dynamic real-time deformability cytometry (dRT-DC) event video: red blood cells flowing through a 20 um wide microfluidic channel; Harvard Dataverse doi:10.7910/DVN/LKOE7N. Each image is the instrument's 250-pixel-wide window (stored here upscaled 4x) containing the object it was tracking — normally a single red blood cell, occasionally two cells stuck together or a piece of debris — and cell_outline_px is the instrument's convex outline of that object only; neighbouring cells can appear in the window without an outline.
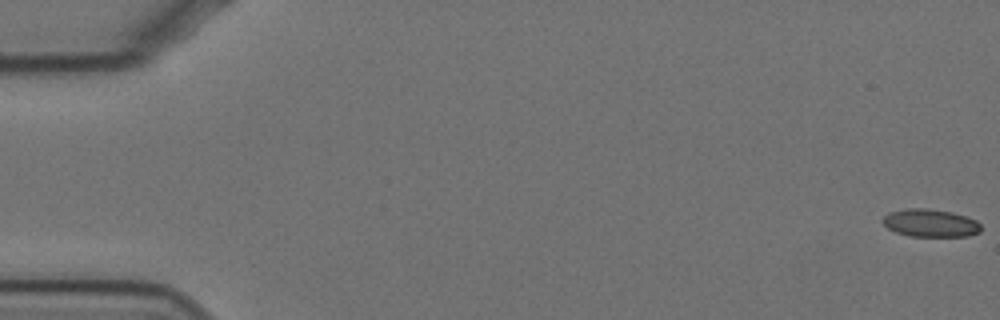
{"species": "Egyptian fruit bat (a non-hibernating species)", "species_latin": "Rousettus aegyptiacus", "temperature_condition": "cold", "stored_images_in_passage": 8, "camera_frame_rate_fps": 3000, "um_per_image_px": 0.085, "animal": {"sex": "female"}, "frame": {"image": 1, "passage_image": 1, "time_ms": 0.0, "image_size_px": [1000, 320], "cell_outline_px": [[980, 232], [968, 236], [908, 236], [896, 232], [888, 228], [880, 220], [888, 212], [908, 208], [924, 208], [952, 212], [976, 220], [980, 224]], "centroid_in_image_um": [79.05, 18.96], "position_along_channel_um": 5.9, "area_um2": 15.9}}